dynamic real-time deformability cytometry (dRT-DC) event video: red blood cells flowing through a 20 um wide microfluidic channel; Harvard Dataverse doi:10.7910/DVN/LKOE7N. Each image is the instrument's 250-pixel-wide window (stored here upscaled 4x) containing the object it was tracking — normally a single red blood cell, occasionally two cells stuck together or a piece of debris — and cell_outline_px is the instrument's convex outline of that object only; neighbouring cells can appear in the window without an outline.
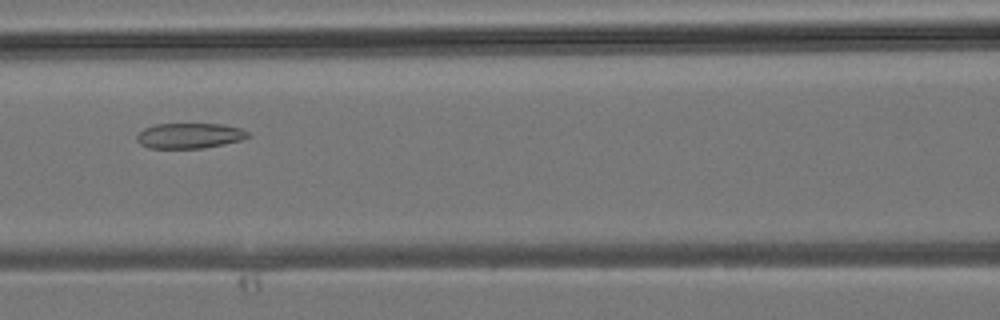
{"species": "common noctule bat (a hibernating species)", "species_latin": "Nyctalus noctula", "temperature_condition": "room temperature", "stored_images_in_passage": 28, "camera_frame_rate_fps": 3000, "um_per_image_px": 0.085, "animal": {"sex": "male", "body_mass_g": 19.2, "forearm_length_mm": 51.8}, "frame": {"image": 1, "passage_image": 8, "time_ms": 2.333, "image_size_px": [1000, 320], "cell_outline_px": [[252, 136], [240, 140], [224, 144], [204, 148], [148, 148], [140, 144], [136, 140], [136, 136], [144, 128], [156, 124], [224, 124], [240, 128], [248, 132]], "centroid_in_image_um": [16.11, 11.53], "position_along_channel_um": 150.5, "area_um2": 16.47}}
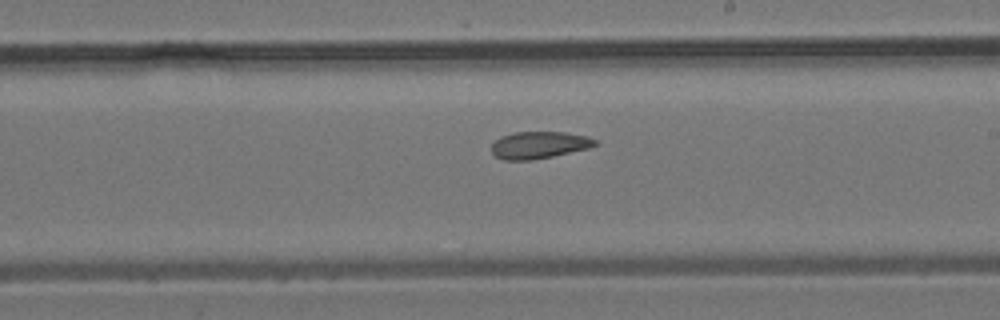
{"frame": {"image": 2, "passage_image": 13, "time_ms": 4.0, "image_size_px": [1000, 320], "cell_outline_px": [[596, 144], [588, 148], [552, 156], [532, 160], [504, 160], [496, 156], [492, 152], [492, 144], [500, 136], [512, 132], [564, 132], [588, 136], [596, 140]], "centroid_in_image_um": [45.79, 12.32], "position_along_channel_um": 243.2, "area_um2": 16.24}}
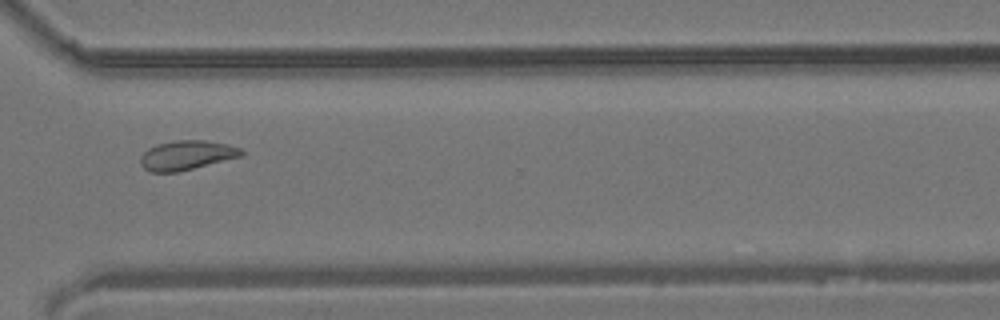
{"frame": {"image": 3, "passage_image": 19, "time_ms": 6.0, "image_size_px": [1000, 320], "cell_outline_px": [[244, 156], [176, 172], [152, 172], [144, 168], [140, 164], [140, 156], [148, 148], [156, 144], [176, 140], [204, 140], [228, 144], [240, 148], [244, 152]], "centroid_in_image_um": [15.87, 13.18], "position_along_channel_um": 354.7, "area_um2": 17.34}}